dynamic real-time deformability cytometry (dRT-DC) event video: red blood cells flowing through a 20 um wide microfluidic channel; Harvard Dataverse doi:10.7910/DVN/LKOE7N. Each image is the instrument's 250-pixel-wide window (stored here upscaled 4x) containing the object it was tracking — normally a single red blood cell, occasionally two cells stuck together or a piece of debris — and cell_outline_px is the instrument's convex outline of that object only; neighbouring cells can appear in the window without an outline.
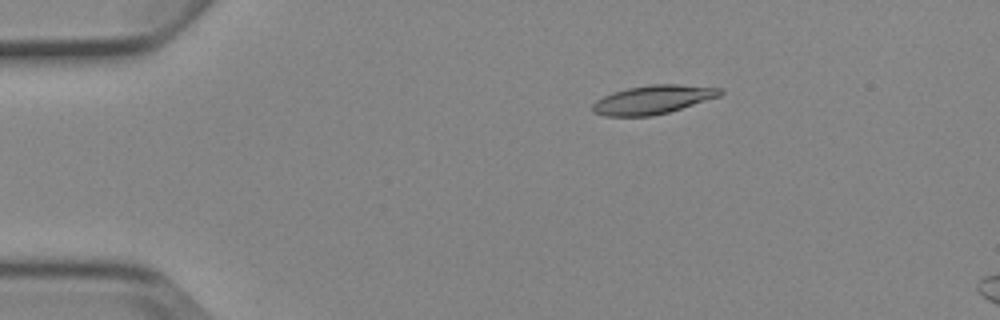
{"species": "Egyptian fruit bat (a non-hibernating species)", "species_latin": "Rousettus aegyptiacus", "temperature_condition": "cold", "stored_images_in_passage": 6, "camera_frame_rate_fps": 3000, "um_per_image_px": 0.085, "animal": {"sex": "female"}, "frame": {"image": 1, "passage_image": 3, "time_ms": 2.333, "image_size_px": [1000, 320], "cell_outline_px": [[724, 92], [720, 96], [668, 112], [652, 116], [604, 116], [592, 112], [592, 104], [596, 100], [612, 92], [628, 88], [648, 84], [676, 84], [724, 88]], "centroid_in_image_um": [55.49, 8.46], "position_along_channel_um": 29.5, "area_um2": 21.39}}
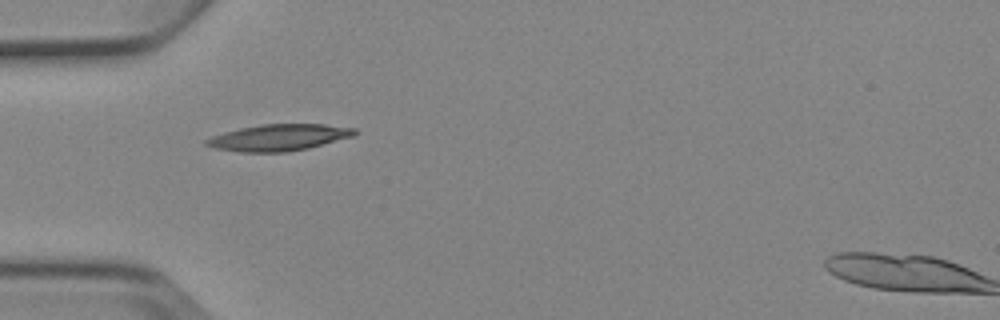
{"frame": {"image": 2, "passage_image": 5, "time_ms": 4.667, "image_size_px": [1000, 320], "cell_outline_px": [[360, 132], [356, 136], [308, 148], [288, 152], [240, 152], [212, 148], [204, 144], [204, 140], [212, 136], [224, 132], [240, 128], [260, 124], [324, 124], [356, 128]], "centroid_in_image_um": [23.73, 11.69], "position_along_channel_um": 61.3, "area_um2": 23.24}}
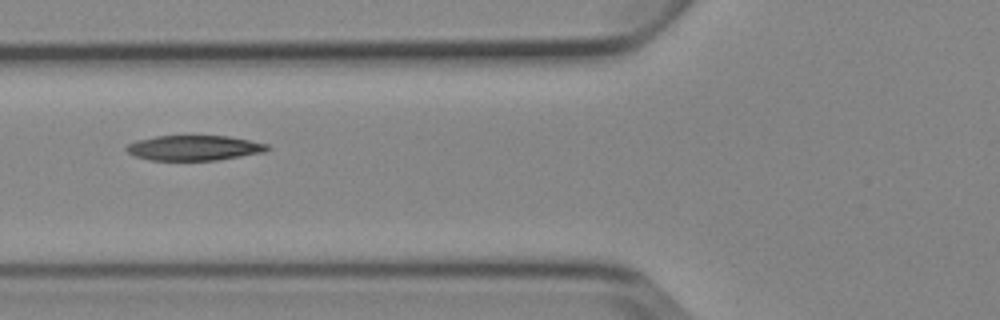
{"frame": {"image": 3, "passage_image": 6, "time_ms": 6.0, "image_size_px": [1000, 320], "cell_outline_px": [[272, 148], [264, 152], [216, 160], [148, 160], [136, 156], [128, 152], [124, 148], [128, 144], [136, 140], [156, 136], [228, 136], [268, 144]], "centroid_in_image_um": [16.49, 12.57], "position_along_channel_um": 109.3, "area_um2": 20.52}}